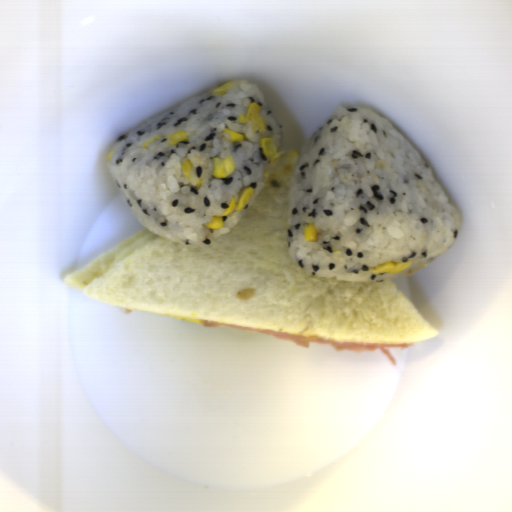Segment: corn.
Returning <instances> with one entry per match:
<instances>
[{"mask_svg":"<svg viewBox=\"0 0 512 512\" xmlns=\"http://www.w3.org/2000/svg\"><path fill=\"white\" fill-rule=\"evenodd\" d=\"M413 261H389L371 268L374 274L380 273H399L412 266Z\"/></svg>","mask_w":512,"mask_h":512,"instance_id":"obj_4","label":"corn"},{"mask_svg":"<svg viewBox=\"0 0 512 512\" xmlns=\"http://www.w3.org/2000/svg\"><path fill=\"white\" fill-rule=\"evenodd\" d=\"M235 85L230 82H227L225 84H222L221 86L217 87L212 91L213 96H223L227 94V92L233 88Z\"/></svg>","mask_w":512,"mask_h":512,"instance_id":"obj_9","label":"corn"},{"mask_svg":"<svg viewBox=\"0 0 512 512\" xmlns=\"http://www.w3.org/2000/svg\"><path fill=\"white\" fill-rule=\"evenodd\" d=\"M160 137H161V136H156V137H154L153 141H155V142H156V141H158Z\"/></svg>","mask_w":512,"mask_h":512,"instance_id":"obj_15","label":"corn"},{"mask_svg":"<svg viewBox=\"0 0 512 512\" xmlns=\"http://www.w3.org/2000/svg\"><path fill=\"white\" fill-rule=\"evenodd\" d=\"M223 134H228L230 137H229V142H238V141H242L244 140L243 138V135L240 134L239 132H236V131H233V130H230L228 128H224L223 129Z\"/></svg>","mask_w":512,"mask_h":512,"instance_id":"obj_11","label":"corn"},{"mask_svg":"<svg viewBox=\"0 0 512 512\" xmlns=\"http://www.w3.org/2000/svg\"><path fill=\"white\" fill-rule=\"evenodd\" d=\"M304 240L307 243H314L318 240L317 228L314 225L307 224L303 227Z\"/></svg>","mask_w":512,"mask_h":512,"instance_id":"obj_7","label":"corn"},{"mask_svg":"<svg viewBox=\"0 0 512 512\" xmlns=\"http://www.w3.org/2000/svg\"><path fill=\"white\" fill-rule=\"evenodd\" d=\"M201 184H202V178H198L197 183H196V188L197 189L200 188Z\"/></svg>","mask_w":512,"mask_h":512,"instance_id":"obj_12","label":"corn"},{"mask_svg":"<svg viewBox=\"0 0 512 512\" xmlns=\"http://www.w3.org/2000/svg\"><path fill=\"white\" fill-rule=\"evenodd\" d=\"M112 153H113V150H111V151H109V152L107 153V155H106V160L110 161V157H111Z\"/></svg>","mask_w":512,"mask_h":512,"instance_id":"obj_13","label":"corn"},{"mask_svg":"<svg viewBox=\"0 0 512 512\" xmlns=\"http://www.w3.org/2000/svg\"><path fill=\"white\" fill-rule=\"evenodd\" d=\"M193 166L194 165L189 158H185L181 164L180 169H181L184 177L187 178L188 180H190V171L193 168Z\"/></svg>","mask_w":512,"mask_h":512,"instance_id":"obj_10","label":"corn"},{"mask_svg":"<svg viewBox=\"0 0 512 512\" xmlns=\"http://www.w3.org/2000/svg\"><path fill=\"white\" fill-rule=\"evenodd\" d=\"M149 142H150V141H149V140H147L144 144H142L141 148H145V149H146V148H147V144H149Z\"/></svg>","mask_w":512,"mask_h":512,"instance_id":"obj_14","label":"corn"},{"mask_svg":"<svg viewBox=\"0 0 512 512\" xmlns=\"http://www.w3.org/2000/svg\"><path fill=\"white\" fill-rule=\"evenodd\" d=\"M262 108L261 106L255 101L251 103L246 115L239 114L237 121L241 123H249L252 124V131L256 134H265L266 132V123L264 119L261 116Z\"/></svg>","mask_w":512,"mask_h":512,"instance_id":"obj_1","label":"corn"},{"mask_svg":"<svg viewBox=\"0 0 512 512\" xmlns=\"http://www.w3.org/2000/svg\"><path fill=\"white\" fill-rule=\"evenodd\" d=\"M168 143L172 146H177L181 142H188L187 133L184 130L176 131L174 134L169 135Z\"/></svg>","mask_w":512,"mask_h":512,"instance_id":"obj_8","label":"corn"},{"mask_svg":"<svg viewBox=\"0 0 512 512\" xmlns=\"http://www.w3.org/2000/svg\"><path fill=\"white\" fill-rule=\"evenodd\" d=\"M254 195V188L246 187L240 194L237 202V211H241L250 202Z\"/></svg>","mask_w":512,"mask_h":512,"instance_id":"obj_6","label":"corn"},{"mask_svg":"<svg viewBox=\"0 0 512 512\" xmlns=\"http://www.w3.org/2000/svg\"><path fill=\"white\" fill-rule=\"evenodd\" d=\"M235 208H236V200L233 196L226 211L221 215H214L211 222H207L205 226L208 227L209 229H213V230L222 228L223 216H228L229 214H231L233 212V210Z\"/></svg>","mask_w":512,"mask_h":512,"instance_id":"obj_5","label":"corn"},{"mask_svg":"<svg viewBox=\"0 0 512 512\" xmlns=\"http://www.w3.org/2000/svg\"><path fill=\"white\" fill-rule=\"evenodd\" d=\"M212 161L213 170L211 176L215 179H226L235 169V163L231 155L227 157L214 156Z\"/></svg>","mask_w":512,"mask_h":512,"instance_id":"obj_2","label":"corn"},{"mask_svg":"<svg viewBox=\"0 0 512 512\" xmlns=\"http://www.w3.org/2000/svg\"><path fill=\"white\" fill-rule=\"evenodd\" d=\"M259 147L263 152V155L269 160L271 164H278L281 160L284 152L277 151L274 139L271 136L260 137Z\"/></svg>","mask_w":512,"mask_h":512,"instance_id":"obj_3","label":"corn"}]
</instances>
